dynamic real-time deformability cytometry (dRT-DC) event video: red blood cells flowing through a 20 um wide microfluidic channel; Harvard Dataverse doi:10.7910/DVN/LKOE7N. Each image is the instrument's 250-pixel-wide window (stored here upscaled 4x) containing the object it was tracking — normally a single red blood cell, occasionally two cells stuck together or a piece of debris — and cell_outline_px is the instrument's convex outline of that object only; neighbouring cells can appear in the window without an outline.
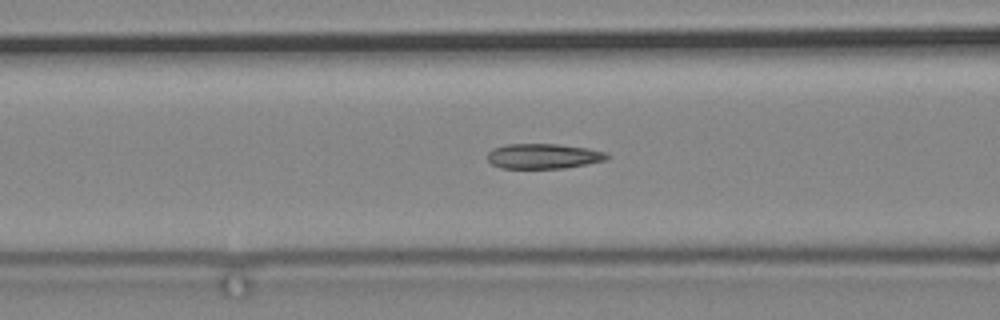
{"species": "common noctule bat (a hibernating species)", "species_latin": "Nyctalus noctula", "temperature_condition": "cold", "stored_images_in_passage": 78, "camera_frame_rate_fps": 3000, "um_per_image_px": 0.085, "animal": {"sex": "male", "body_mass_g": 19.2, "forearm_length_mm": 51.8}, "frame": {"image": 1, "passage_image": 40, "time_ms": 13.0, "image_size_px": [1000, 320], "cell_outline_px": [[608, 160], [588, 164], [564, 168], [500, 168], [492, 164], [488, 160], [488, 152], [492, 148], [508, 144], [556, 144], [588, 148], [608, 152]], "centroid_in_image_um": [46.22, 13.27], "position_along_channel_um": 120.4, "area_um2": 17.57}}
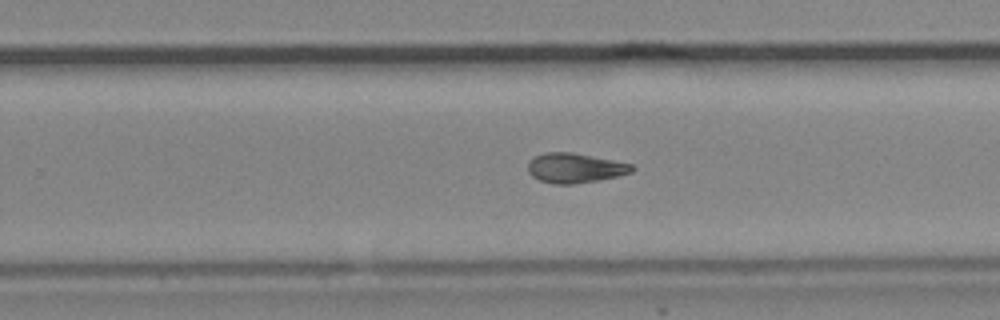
{"frame": {"image": 2, "passage_image": 55, "time_ms": 18.0, "image_size_px": [1000, 320], "cell_outline_px": [[636, 168], [632, 172], [620, 176], [572, 184], [552, 184], [540, 180], [532, 176], [528, 172], [528, 160], [544, 152], [572, 152], [632, 164]], "centroid_in_image_um": [48.86, 14.28], "position_along_channel_um": 280.9, "area_um2": 18.03}}
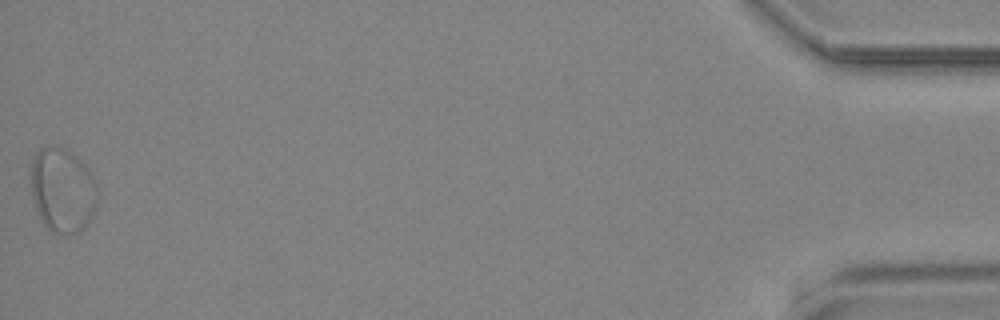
{"frame": {"image": 3, "passage_image": 78, "time_ms": 25.667, "image_size_px": [1000, 320], "cell_outline_px": [[96, 204], [88, 220], [76, 232], [68, 236], [64, 236], [52, 232], [44, 224], [32, 200], [32, 160], [36, 152], [40, 148], [56, 144], [76, 156], [92, 172], [96, 184]], "centroid_in_image_um": [5.3, 16.14], "position_along_channel_um": 429.9, "area_um2": 32.54}}